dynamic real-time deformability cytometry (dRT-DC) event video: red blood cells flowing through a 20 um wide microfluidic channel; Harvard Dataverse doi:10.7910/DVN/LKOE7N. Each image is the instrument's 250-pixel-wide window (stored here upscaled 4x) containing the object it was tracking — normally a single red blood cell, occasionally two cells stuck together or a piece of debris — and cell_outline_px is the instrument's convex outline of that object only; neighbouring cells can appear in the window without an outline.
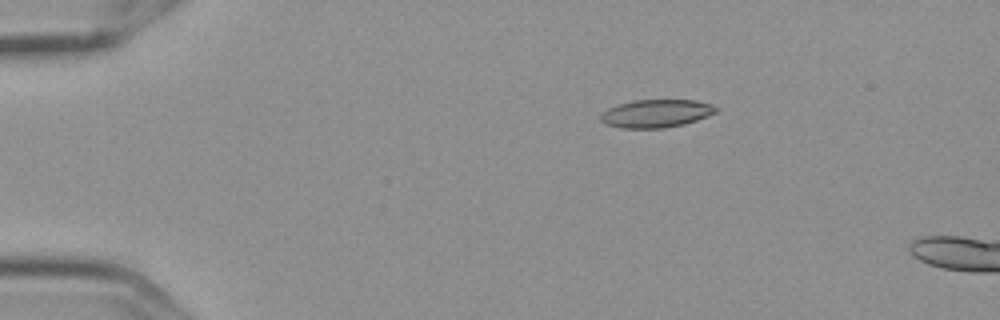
{"species": "Egyptian fruit bat (a non-hibernating species)", "species_latin": "Rousettus aegyptiacus", "temperature_condition": "cold", "stored_images_in_passage": 5, "camera_frame_rate_fps": 3000, "um_per_image_px": 0.085, "frame": {"image": 1, "passage_image": 3, "time_ms": 0.667, "image_size_px": [1000, 320], "cell_outline_px": [[720, 108], [716, 112], [708, 116], [684, 124], [664, 128], [620, 128], [604, 124], [600, 120], [600, 116], [608, 108], [632, 100], [696, 100], [712, 104]], "centroid_in_image_um": [55.79, 9.64], "position_along_channel_um": 29.2, "area_um2": 18.9}}